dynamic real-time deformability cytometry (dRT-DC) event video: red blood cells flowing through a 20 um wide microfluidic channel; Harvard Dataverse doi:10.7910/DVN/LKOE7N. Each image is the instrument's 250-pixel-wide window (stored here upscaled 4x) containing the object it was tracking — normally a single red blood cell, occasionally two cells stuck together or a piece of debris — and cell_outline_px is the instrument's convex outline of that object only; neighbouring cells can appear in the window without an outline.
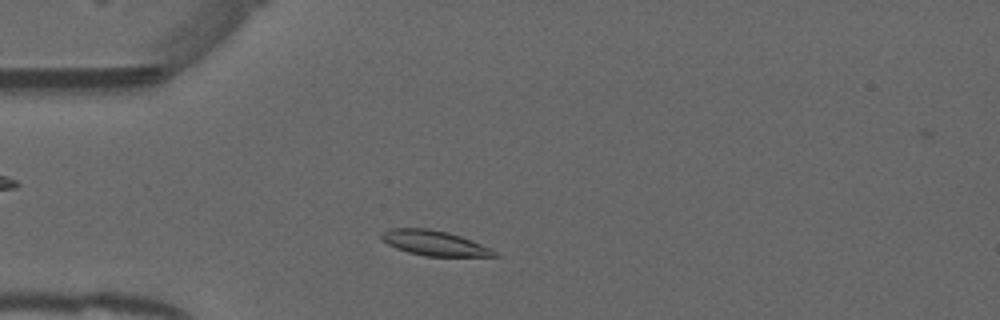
{"species": "common noctule bat (a hibernating species)", "species_latin": "Nyctalus noctula", "temperature_condition": "warm", "stored_images_in_passage": 45, "camera_frame_rate_fps": 3000, "um_per_image_px": 0.085, "animal": {"sex": "male", "forearm_length_mm": 52.5}, "frame": {"image": 1, "passage_image": 7, "time_ms": 2.0, "image_size_px": [1000, 320], "cell_outline_px": [[500, 256], [424, 256], [408, 252], [396, 248], [380, 240], [380, 232], [388, 228], [428, 228], [448, 232], [460, 236], [480, 244], [496, 252]], "centroid_in_image_um": [36.82, 20.65], "position_along_channel_um": 48.2, "area_um2": 16.42}}
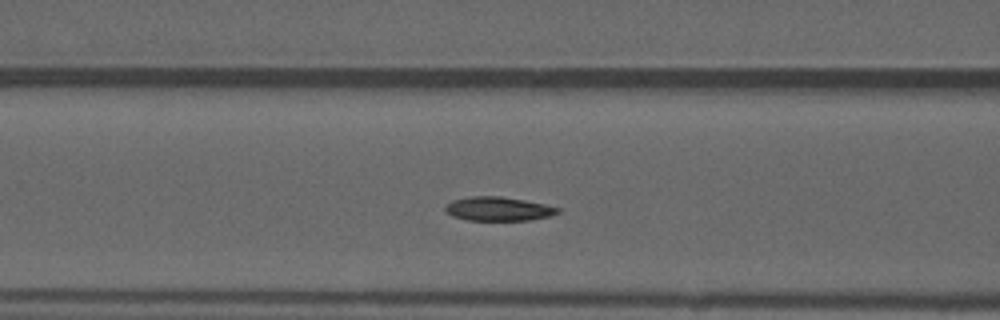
{"frame": {"image": 2, "passage_image": 14, "time_ms": 4.333, "image_size_px": [1000, 320], "cell_outline_px": [[560, 212], [548, 216], [528, 220], [468, 220], [452, 216], [444, 212], [444, 204], [452, 200], [472, 196], [500, 196], [524, 200], [544, 204], [560, 208]], "centroid_in_image_um": [42.29, 17.75], "position_along_channel_um": 124.3, "area_um2": 15.72}}
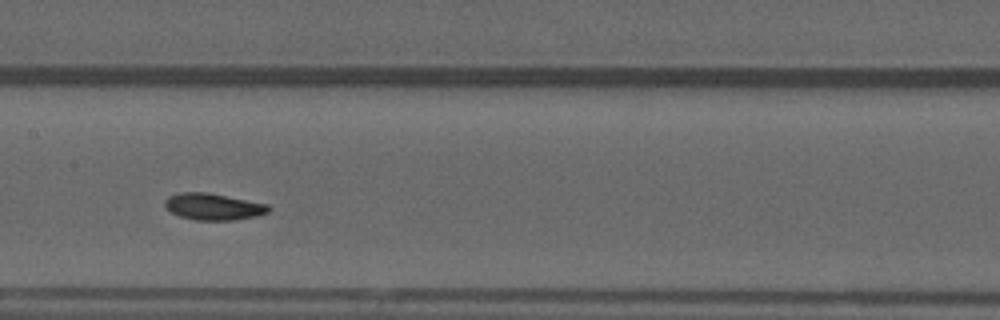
{"frame": {"image": 3, "passage_image": 19, "time_ms": 6.0, "image_size_px": [1000, 320], "cell_outline_px": [[272, 208], [268, 212], [256, 216], [232, 220], [196, 220], [180, 216], [164, 208], [164, 200], [168, 196], [180, 192], [208, 192], [268, 204]], "centroid_in_image_um": [18.11, 17.55], "position_along_channel_um": 189.3, "area_um2": 16.18}, "authors_computed_cell_mechanics": {"area_um2": 16.0106, "velocity_mm_per_s": 3.9027, "shape_relaxation_time_tau1_ms": 4.717, "shape_relaxation_time_tau2_ms": null, "deformation_change_tau1": 0.1449, "deformation_change_tau2": null}}